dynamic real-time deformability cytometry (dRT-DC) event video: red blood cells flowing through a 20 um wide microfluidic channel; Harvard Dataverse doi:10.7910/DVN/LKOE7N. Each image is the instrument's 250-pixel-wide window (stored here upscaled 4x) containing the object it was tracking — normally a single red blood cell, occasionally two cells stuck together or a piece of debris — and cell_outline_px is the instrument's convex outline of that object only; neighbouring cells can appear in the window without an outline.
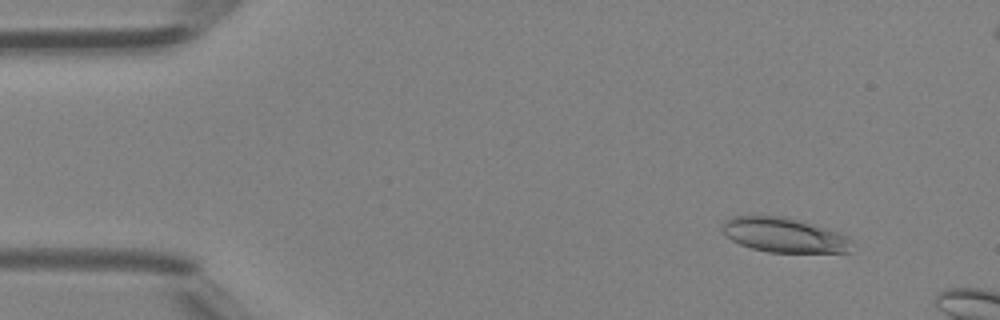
{"species": "Egyptian fruit bat (a non-hibernating species)", "species_latin": "Rousettus aegyptiacus", "temperature_condition": "room temperature", "stored_images_in_passage": 11, "camera_frame_rate_fps": 3000, "um_per_image_px": 0.085, "animal": {"sex": "female"}, "frame": {"image": 1, "passage_image": 5, "time_ms": 1.333, "image_size_px": [1000, 320], "cell_outline_px": [[852, 240], [848, 252], [768, 252], [752, 248], [740, 244], [724, 236], [720, 228], [724, 220], [732, 216], [784, 216], [824, 228], [848, 236]], "centroid_in_image_um": [66.57, 19.98], "position_along_channel_um": 18.4, "area_um2": 25.95}}